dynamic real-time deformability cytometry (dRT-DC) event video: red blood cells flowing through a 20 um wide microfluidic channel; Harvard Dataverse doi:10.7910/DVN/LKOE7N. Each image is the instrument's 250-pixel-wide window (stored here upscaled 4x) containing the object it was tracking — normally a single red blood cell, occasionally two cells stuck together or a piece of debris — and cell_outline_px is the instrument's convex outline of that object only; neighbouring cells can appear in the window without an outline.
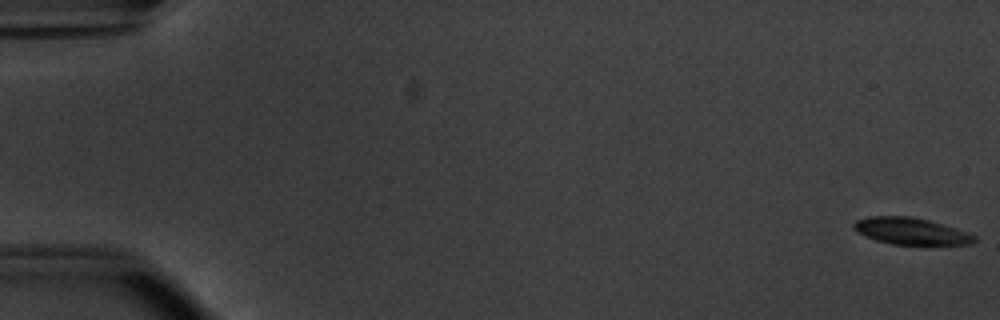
{"species": "common noctule bat (a hibernating species)", "species_latin": "Nyctalus noctula", "temperature_condition": "warm", "stored_images_in_passage": 54, "camera_frame_rate_fps": 3000, "um_per_image_px": 0.085, "animal": {"sex": "male", "body_mass_g": 20.1, "forearm_length_mm": 53.5}, "frame": {"image": 1, "passage_image": 1, "time_ms": 0.0, "image_size_px": [1000, 320], "cell_outline_px": [[976, 240], [972, 244], [892, 244], [876, 240], [852, 228], [852, 224], [856, 220], [868, 216], [912, 216], [928, 220], [968, 232], [976, 236]], "centroid_in_image_um": [77.43, 19.63], "position_along_channel_um": 7.6, "area_um2": 18.55}}
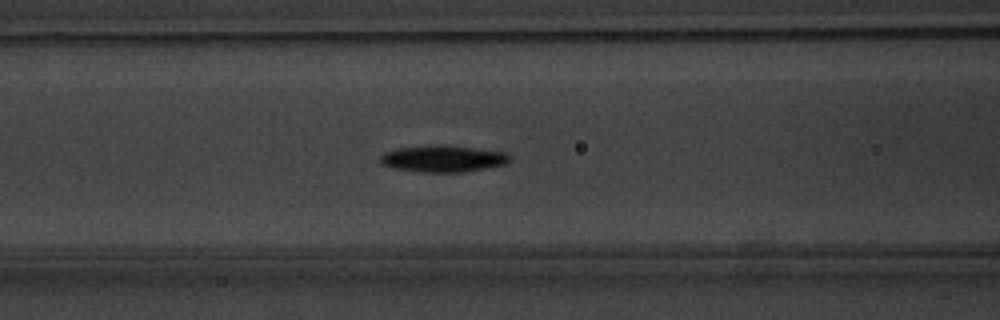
{"frame": {"image": 2, "passage_image": 23, "time_ms": 7.333, "image_size_px": [1000, 320], "cell_outline_px": [[512, 160], [508, 164], [460, 172], [420, 172], [392, 168], [380, 164], [380, 156], [384, 152], [396, 148], [428, 144], [448, 144], [508, 152], [512, 156]], "centroid_in_image_um": [37.67, 13.46], "position_along_channel_um": 128.9, "area_um2": 20.81}}
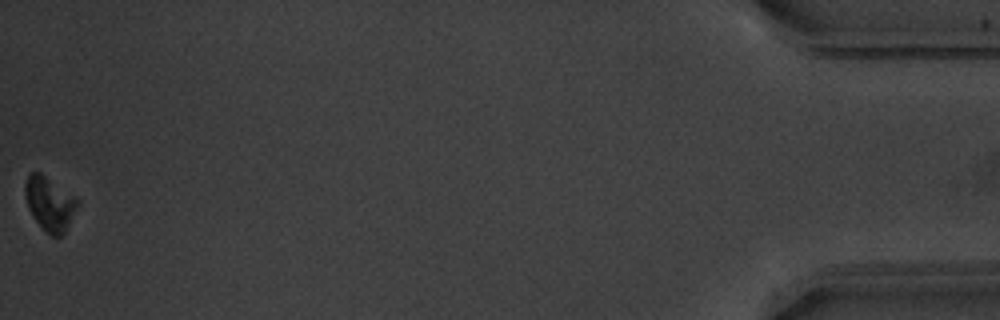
{"frame": {"image": 3, "passage_image": 54, "time_ms": 17.667, "image_size_px": [1000, 320], "cell_outline_px": [[80, 204], [64, 232], [60, 236], [52, 236], [36, 220], [28, 208], [24, 192], [24, 184], [28, 176], [32, 172], [40, 172], [76, 196], [80, 200]], "centroid_in_image_um": [4.25, 17.27], "position_along_channel_um": 431.0, "area_um2": 16.36}, "authors_computed_cell_mechanics": {"area_um2": 19.2185, "velocity_mm_per_s": 3.8086, "shape_relaxation_time_tau1_ms": 3.7509, "shape_relaxation_time_tau2_ms": null, "deformation_change_tau1": 0.1382, "deformation_change_tau2": null}}